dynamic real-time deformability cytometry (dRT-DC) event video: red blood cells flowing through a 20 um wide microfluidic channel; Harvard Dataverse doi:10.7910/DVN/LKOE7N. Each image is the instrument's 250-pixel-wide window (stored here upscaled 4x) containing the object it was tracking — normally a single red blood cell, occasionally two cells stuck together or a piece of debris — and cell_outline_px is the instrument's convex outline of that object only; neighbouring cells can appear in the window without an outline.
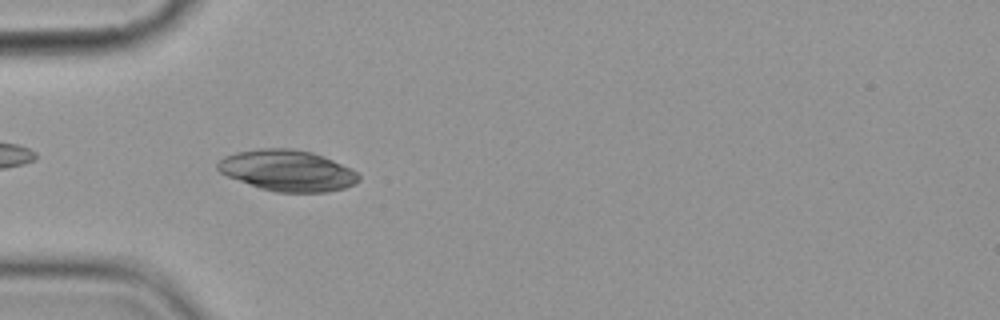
{"species": "common noctule bat (a hibernating species)", "species_latin": "Nyctalus noctula", "temperature_condition": "cold", "stored_images_in_passage": 2, "camera_frame_rate_fps": 3000, "um_per_image_px": 0.085, "animal": {"sex": "female", "body_mass_g": 19.9}, "frame": {"image": 1, "passage_image": 1, "time_ms": 0.0, "image_size_px": [1000, 320], "cell_outline_px": [[360, 180], [356, 184], [344, 188], [328, 192], [276, 192], [260, 188], [228, 176], [220, 172], [216, 168], [216, 164], [224, 156], [236, 152], [260, 148], [292, 148], [312, 152], [324, 156], [352, 168], [360, 176]], "centroid_in_image_um": [24.46, 14.49], "position_along_channel_um": 60.5, "area_um2": 33.93}}
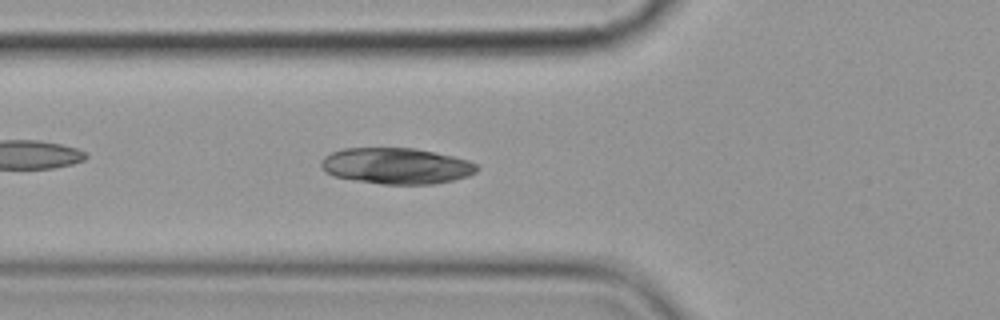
{"frame": {"image": 2, "passage_image": 2, "time_ms": 1.0, "image_size_px": [1000, 320], "cell_outline_px": [[480, 168], [476, 172], [468, 176], [452, 180], [432, 184], [380, 184], [332, 176], [324, 172], [320, 164], [320, 160], [324, 156], [332, 152], [344, 148], [416, 148], [452, 156], [468, 160], [476, 164]], "centroid_in_image_um": [33.66, 14.1], "position_along_channel_um": 92.1, "area_um2": 32.89}}